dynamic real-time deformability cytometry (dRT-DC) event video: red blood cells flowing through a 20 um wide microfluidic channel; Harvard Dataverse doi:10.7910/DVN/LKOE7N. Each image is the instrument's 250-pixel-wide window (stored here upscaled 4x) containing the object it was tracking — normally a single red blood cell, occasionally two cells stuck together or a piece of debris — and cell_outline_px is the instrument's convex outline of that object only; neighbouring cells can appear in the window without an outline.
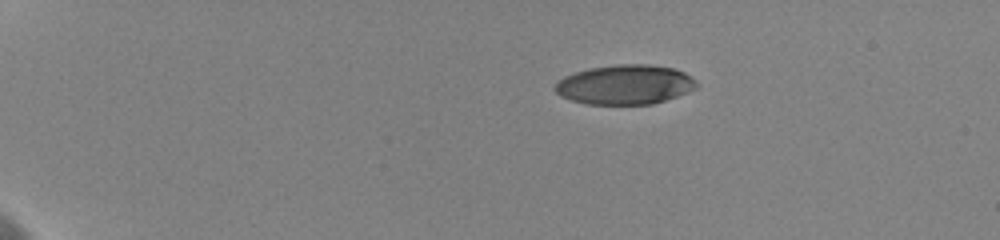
{"species": "human", "species_latin": "Homo sapiens", "temperature_condition": "cold", "stored_images_in_passage": 17, "camera_frame_rate_fps": 3000, "um_per_image_px": 0.085, "donor": {"sex": "female"}, "frame": {"image": 1, "passage_image": 1, "time_ms": 0.0, "image_size_px": [1000, 240], "cell_outline_px": [[696, 88], [688, 92], [652, 104], [588, 104], [572, 100], [560, 96], [552, 88], [556, 80], [564, 76], [588, 68], [616, 64], [648, 64], [672, 68], [684, 72], [696, 80]], "centroid_in_image_um": [53.07, 7.18], "position_along_channel_um": 31.9, "area_um2": 32.71}}